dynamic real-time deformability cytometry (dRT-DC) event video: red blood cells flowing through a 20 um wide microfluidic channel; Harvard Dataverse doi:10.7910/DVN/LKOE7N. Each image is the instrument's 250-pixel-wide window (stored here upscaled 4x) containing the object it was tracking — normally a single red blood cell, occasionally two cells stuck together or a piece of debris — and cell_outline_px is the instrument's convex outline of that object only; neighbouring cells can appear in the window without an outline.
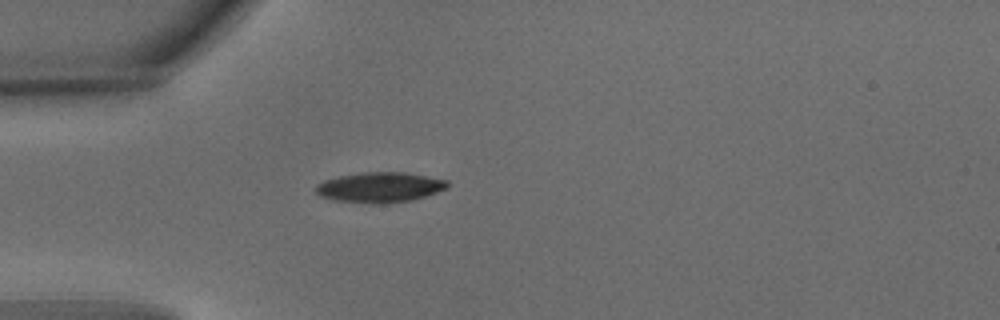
{"species": "common noctule bat (a hibernating species)", "species_latin": "Nyctalus noctula", "temperature_condition": "warm", "stored_images_in_passage": 1, "camera_frame_rate_fps": 3000, "um_per_image_px": 0.085, "animal": {"sex": "male", "body_mass_g": 15.6}, "frame": {"image": 1, "passage_image": 1, "time_ms": 0.0, "image_size_px": [1000, 320], "cell_outline_px": [[448, 188], [412, 200], [388, 204], [372, 204], [332, 200], [320, 196], [316, 192], [316, 184], [324, 180], [340, 176], [360, 172], [404, 172], [448, 180]], "centroid_in_image_um": [32.26, 15.93], "position_along_channel_um": 52.7, "area_um2": 23.35}}